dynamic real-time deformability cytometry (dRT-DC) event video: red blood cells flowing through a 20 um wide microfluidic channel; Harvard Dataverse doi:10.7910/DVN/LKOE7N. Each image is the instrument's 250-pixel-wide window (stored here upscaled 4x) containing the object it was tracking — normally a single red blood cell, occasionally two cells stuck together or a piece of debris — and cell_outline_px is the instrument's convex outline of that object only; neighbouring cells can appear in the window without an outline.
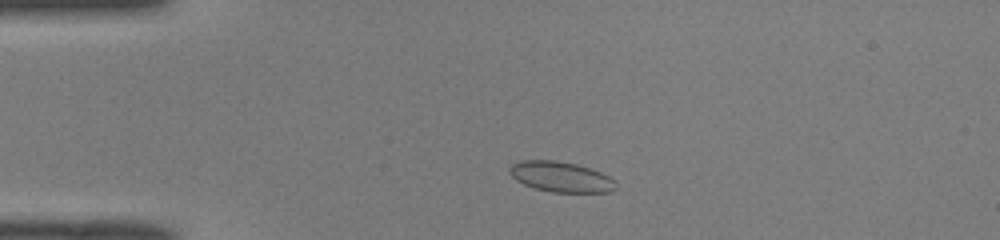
{"species": "common noctule bat (a hibernating species)", "species_latin": "Nyctalus noctula", "temperature_condition": "room temperature", "stored_images_in_passage": 43, "camera_frame_rate_fps": 3000, "um_per_image_px": 0.085, "animal": {"sex": "male", "body_mass_g": 19.0, "forearm_length_mm": 50.8}, "frame": {"image": 1, "passage_image": 5, "time_ms": 1.333, "image_size_px": [1000, 240], "cell_outline_px": [[616, 188], [612, 192], [552, 192], [532, 188], [516, 180], [508, 172], [508, 168], [512, 164], [520, 160], [556, 160], [576, 164], [592, 168], [608, 176], [612, 180]], "centroid_in_image_um": [47.63, 15.02], "position_along_channel_um": 37.4, "area_um2": 18.9}}
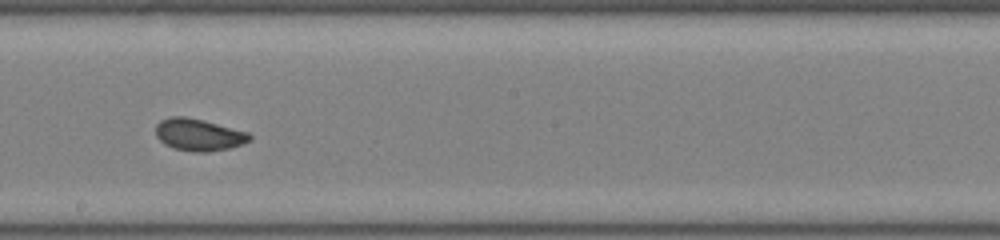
{"frame": {"image": 2, "passage_image": 22, "time_ms": 7.0, "image_size_px": [1000, 240], "cell_outline_px": [[252, 140], [228, 148], [208, 152], [192, 152], [172, 148], [164, 144], [156, 136], [156, 124], [160, 120], [168, 116], [184, 116], [204, 120], [248, 132], [252, 136]], "centroid_in_image_um": [16.86, 11.45], "position_along_channel_um": 231.3, "area_um2": 17.69}}
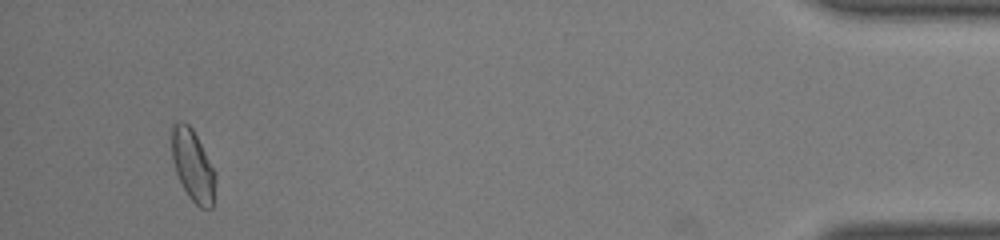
{"frame": {"image": 3, "passage_image": 41, "time_ms": 13.333, "image_size_px": [1000, 240], "cell_outline_px": [[216, 176], [212, 208], [200, 208], [188, 196], [176, 172], [172, 160], [172, 124], [176, 120], [184, 120], [192, 128], [216, 172]], "centroid_in_image_um": [16.39, 14.04], "position_along_channel_um": 418.8, "area_um2": 18.21}}